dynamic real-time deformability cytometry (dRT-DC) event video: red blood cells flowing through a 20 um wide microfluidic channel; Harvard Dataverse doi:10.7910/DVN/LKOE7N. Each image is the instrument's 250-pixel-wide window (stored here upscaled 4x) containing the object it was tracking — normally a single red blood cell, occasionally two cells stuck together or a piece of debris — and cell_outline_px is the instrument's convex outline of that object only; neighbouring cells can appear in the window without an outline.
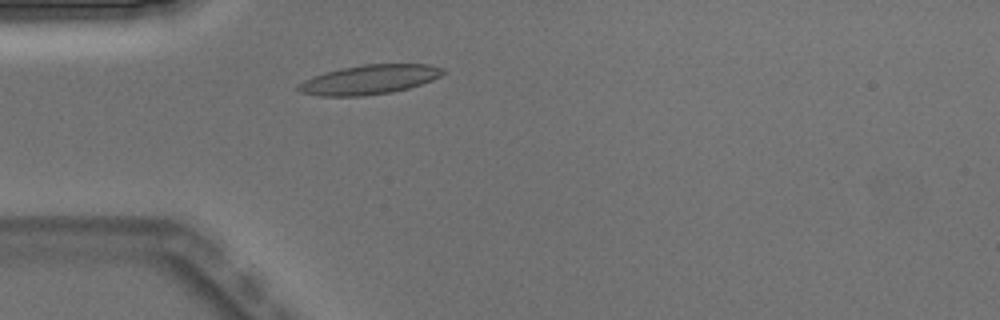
{"species": "Egyptian fruit bat (a non-hibernating species)", "species_latin": "Rousettus aegyptiacus", "temperature_condition": "warm", "stored_images_in_passage": 3, "camera_frame_rate_fps": 3000, "um_per_image_px": 0.085, "animal": {"sex": "male"}, "frame": {"image": 1, "passage_image": 3, "time_ms": 0.667, "image_size_px": [1000, 320], "cell_outline_px": [[444, 72], [440, 76], [432, 80], [408, 88], [392, 92], [364, 96], [320, 96], [300, 92], [296, 88], [304, 80], [312, 76], [324, 72], [364, 64], [428, 64], [444, 68]], "centroid_in_image_um": [31.39, 6.77], "position_along_channel_um": 53.6, "area_um2": 24.68}}